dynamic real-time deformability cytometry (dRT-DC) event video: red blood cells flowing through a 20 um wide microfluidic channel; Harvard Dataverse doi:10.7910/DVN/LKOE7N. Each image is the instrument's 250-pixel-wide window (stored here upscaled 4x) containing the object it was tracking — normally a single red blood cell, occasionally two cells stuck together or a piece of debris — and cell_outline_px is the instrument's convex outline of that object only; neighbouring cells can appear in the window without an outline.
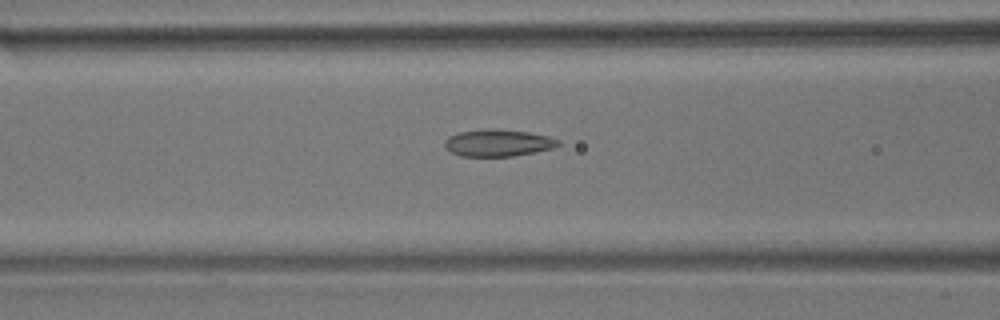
{"species": "common noctule bat (a hibernating species)", "species_latin": "Nyctalus noctula", "temperature_condition": "room temperature", "stored_images_in_passage": 12, "camera_frame_rate_fps": 3000, "um_per_image_px": 0.085, "animal": {"sex": "male", "body_mass_g": 17.9}, "frame": {"image": 1, "passage_image": 7, "time_ms": 2.0, "image_size_px": [1000, 320], "cell_outline_px": [[560, 144], [552, 148], [536, 152], [512, 156], [460, 156], [452, 152], [444, 144], [444, 140], [448, 136], [460, 132], [484, 128], [492, 128], [528, 132], [548, 136], [560, 140]], "centroid_in_image_um": [42.33, 12.13], "position_along_channel_um": 124.3, "area_um2": 17.86}}
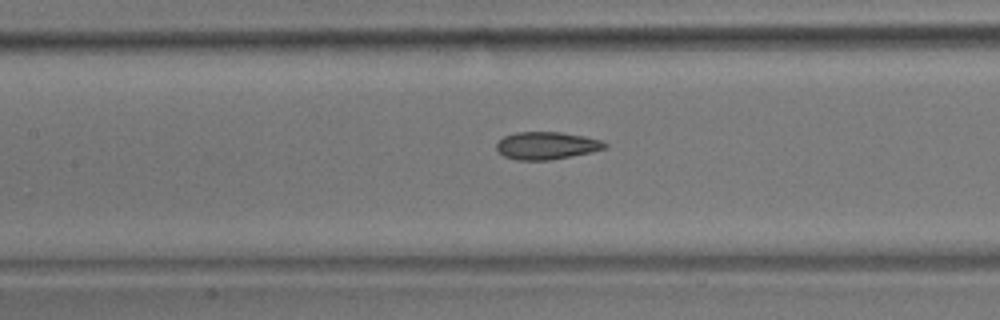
{"frame": {"image": 2, "passage_image": 10, "time_ms": 3.0, "image_size_px": [1000, 320], "cell_outline_px": [[608, 148], [592, 152], [552, 160], [516, 160], [504, 156], [496, 148], [496, 144], [504, 136], [516, 132], [560, 132], [584, 136], [604, 140], [608, 144]], "centroid_in_image_um": [46.51, 12.38], "position_along_channel_um": 160.9, "area_um2": 17.57}}